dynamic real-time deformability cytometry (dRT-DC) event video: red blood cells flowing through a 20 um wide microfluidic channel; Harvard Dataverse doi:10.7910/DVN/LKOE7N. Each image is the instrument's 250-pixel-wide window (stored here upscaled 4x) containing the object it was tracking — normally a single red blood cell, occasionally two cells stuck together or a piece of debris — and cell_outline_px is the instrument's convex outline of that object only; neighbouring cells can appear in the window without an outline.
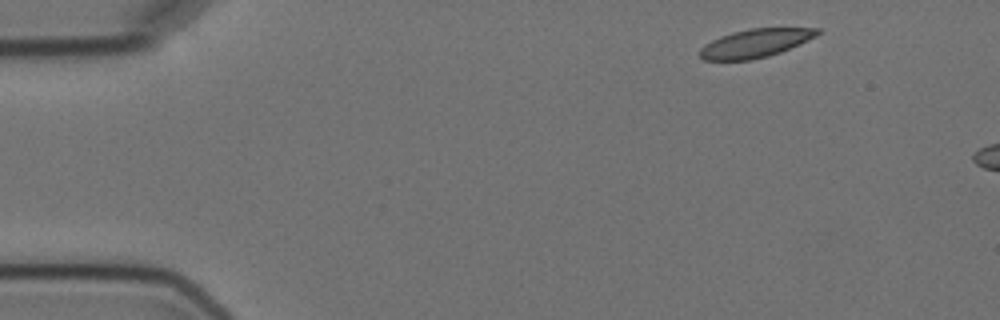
{"species": "Egyptian fruit bat (a non-hibernating species)", "species_latin": "Rousettus aegyptiacus", "temperature_condition": "cold", "stored_images_in_passage": 4, "camera_frame_rate_fps": 3000, "um_per_image_px": 0.085, "animal": {"sex": "female"}, "frame": {"image": 1, "passage_image": 1, "time_ms": 0.0, "image_size_px": [1000, 320], "cell_outline_px": [[820, 32], [816, 36], [780, 52], [768, 56], [748, 60], [704, 60], [700, 56], [700, 48], [704, 44], [720, 36], [732, 32], [752, 28], [820, 28]], "centroid_in_image_um": [64.17, 3.67], "position_along_channel_um": 20.8, "area_um2": 19.25}}